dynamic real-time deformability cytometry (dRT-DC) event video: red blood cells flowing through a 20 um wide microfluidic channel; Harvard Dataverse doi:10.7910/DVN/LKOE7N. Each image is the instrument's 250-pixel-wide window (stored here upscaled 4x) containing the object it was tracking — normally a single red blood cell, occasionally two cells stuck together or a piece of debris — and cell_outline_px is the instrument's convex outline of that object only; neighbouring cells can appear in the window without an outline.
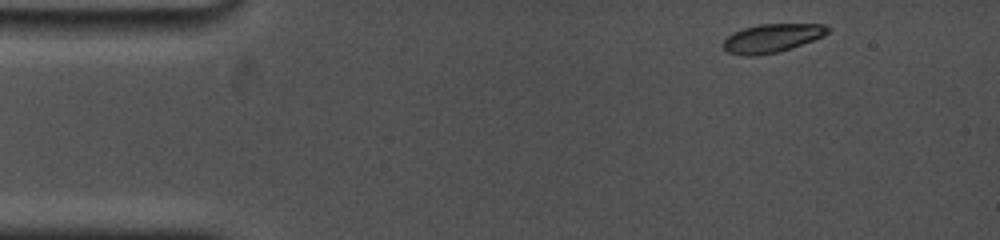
{"species": "common noctule bat (a hibernating species)", "species_latin": "Nyctalus noctula", "temperature_condition": "cold", "stored_images_in_passage": 46, "camera_frame_rate_fps": 5000, "um_per_image_px": 0.085, "animal": {"sex": "female", "body_mass_g": 19.0, "forearm_length_mm": 53.3}, "frame": {"image": 1, "passage_image": 1, "time_ms": 0.0, "image_size_px": [1000, 240], "cell_outline_px": [[832, 28], [824, 36], [792, 48], [776, 52], [756, 56], [744, 56], [728, 52], [724, 48], [724, 40], [732, 32], [744, 28], [760, 24], [824, 24]], "centroid_in_image_um": [65.64, 3.24], "position_along_channel_um": 19.4, "area_um2": 17.4}}
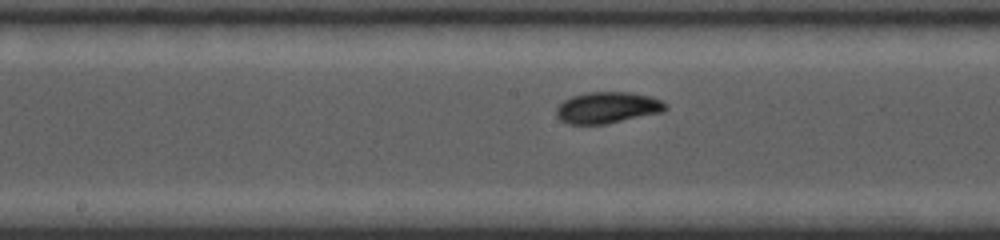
{"frame": {"image": 2, "passage_image": 26, "time_ms": 7.0, "image_size_px": [1000, 240], "cell_outline_px": [[668, 108], [664, 112], [608, 124], [568, 124], [560, 120], [556, 116], [556, 108], [564, 100], [572, 96], [584, 92], [632, 92], [652, 96], [668, 104]], "centroid_in_image_um": [51.67, 9.15], "position_along_channel_um": 196.5, "area_um2": 20.35}}
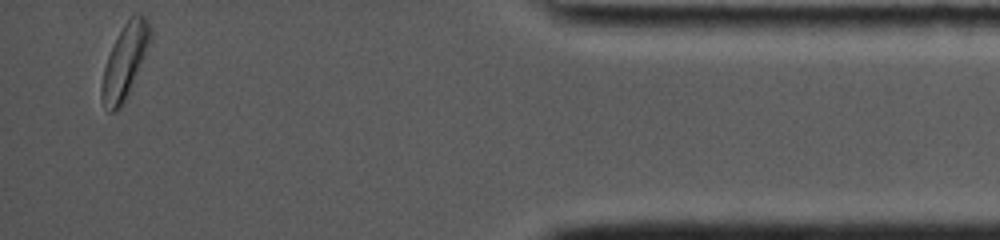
{"frame": {"image": 3, "passage_image": 46, "time_ms": 14.4, "image_size_px": [1000, 240], "cell_outline_px": [[152, 36], [144, 56], [128, 92], [120, 108], [116, 112], [108, 112], [100, 96], [100, 88], [104, 68], [108, 56], [124, 24], [132, 16], [140, 12], [148, 16], [152, 28]], "centroid_in_image_um": [10.62, 5.18], "position_along_channel_um": 424.6, "area_um2": 20.58}, "authors_computed_cell_mechanics": {"area_um2": 18.5538, "velocity_mm_per_s": 3.6942, "shape_relaxation_time_tau1_ms": 1.6485, "shape_relaxation_time_tau2_ms": null, "deformation_change_tau1": 0.118, "deformation_change_tau2": null}}